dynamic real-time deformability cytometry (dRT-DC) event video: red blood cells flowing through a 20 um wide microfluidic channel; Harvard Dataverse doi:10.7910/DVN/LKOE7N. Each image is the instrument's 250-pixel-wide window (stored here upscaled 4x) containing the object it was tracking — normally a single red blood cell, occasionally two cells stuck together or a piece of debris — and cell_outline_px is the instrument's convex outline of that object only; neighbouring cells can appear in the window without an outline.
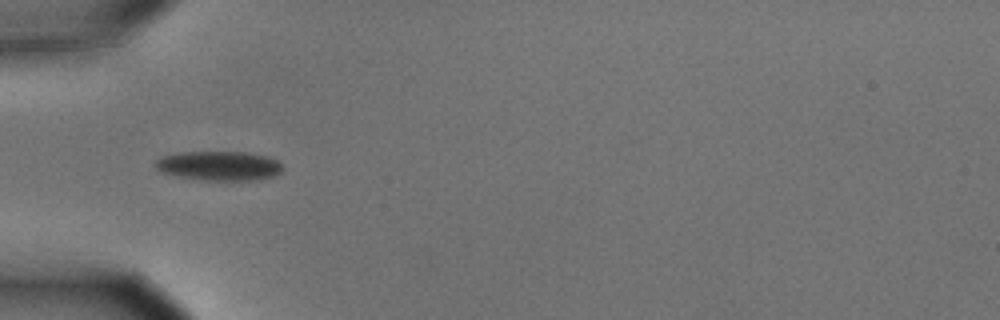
{"species": "common noctule bat (a hibernating species)", "species_latin": "Nyctalus noctula", "temperature_condition": "cold", "stored_images_in_passage": 10, "camera_frame_rate_fps": 3000, "um_per_image_px": 0.085, "animal": {"sex": "male", "body_mass_g": 15.6}, "frame": {"image": 1, "passage_image": 4, "time_ms": 1.0, "image_size_px": [1000, 320], "cell_outline_px": [[280, 172], [272, 176], [252, 180], [204, 180], [176, 176], [164, 172], [156, 168], [152, 164], [160, 156], [176, 152], [244, 152], [268, 156], [276, 160], [280, 164]], "centroid_in_image_um": [18.54, 14.08], "position_along_channel_um": 66.5, "area_um2": 21.68}}
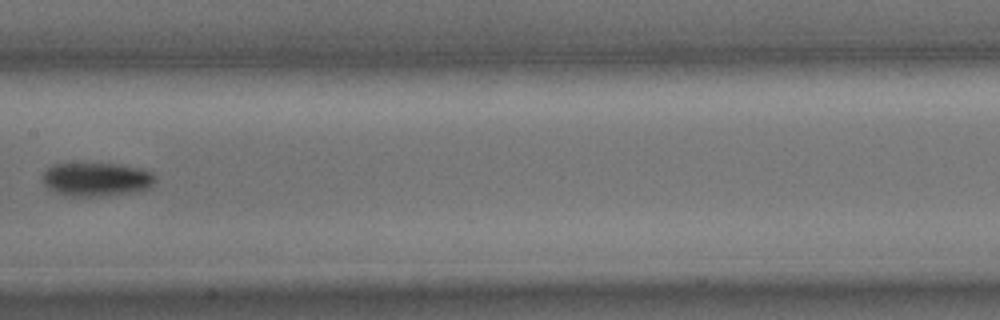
{"frame": {"image": 2, "passage_image": 7, "time_ms": 2.0, "image_size_px": [1000, 320], "cell_outline_px": [[156, 180], [152, 188], [136, 192], [100, 196], [64, 196], [48, 188], [44, 184], [44, 172], [52, 164], [120, 164], [144, 168], [152, 172], [156, 176]], "centroid_in_image_um": [8.28, 15.25], "position_along_channel_um": 199.1, "area_um2": 22.37}}
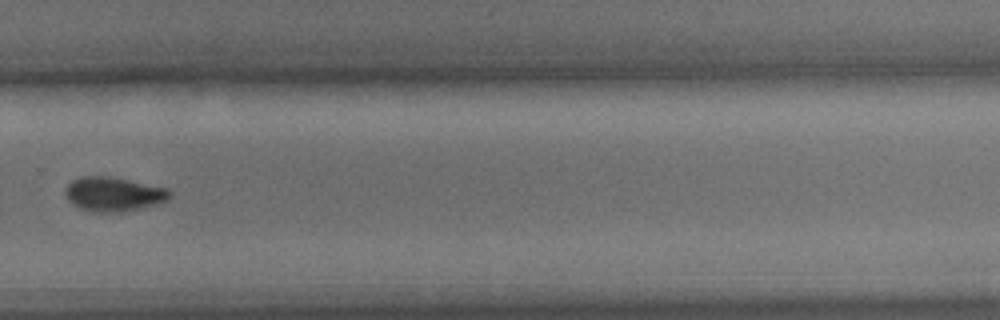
{"frame": {"image": 3, "passage_image": 10, "time_ms": 3.0, "image_size_px": [1000, 320], "cell_outline_px": [[172, 196], [156, 204], [140, 208], [120, 212], [96, 212], [80, 208], [72, 204], [68, 200], [64, 192], [64, 188], [72, 180], [80, 176], [108, 176], [168, 188], [172, 192]], "centroid_in_image_um": [9.62, 16.49], "position_along_channel_um": 320.2, "area_um2": 20.81}}